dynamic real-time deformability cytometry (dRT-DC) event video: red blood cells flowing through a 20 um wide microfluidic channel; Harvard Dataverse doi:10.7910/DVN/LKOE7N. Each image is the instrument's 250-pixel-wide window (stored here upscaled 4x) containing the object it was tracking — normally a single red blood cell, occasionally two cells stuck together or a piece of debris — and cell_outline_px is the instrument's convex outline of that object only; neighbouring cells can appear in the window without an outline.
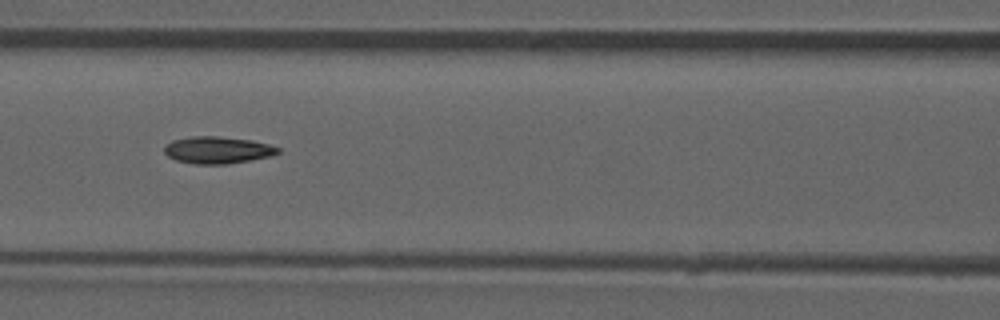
{"species": "common noctule bat (a hibernating species)", "species_latin": "Nyctalus noctula", "temperature_condition": "room temperature", "stored_images_in_passage": 52, "camera_frame_rate_fps": 3000, "um_per_image_px": 0.085, "animal": {"sex": "male", "forearm_length_mm": 52.5}, "frame": {"image": 1, "passage_image": 23, "time_ms": 7.333, "image_size_px": [1000, 320], "cell_outline_px": [[280, 152], [272, 156], [228, 164], [196, 164], [176, 160], [168, 156], [164, 152], [164, 148], [172, 140], [192, 136], [216, 136], [252, 140], [268, 144], [280, 148]], "centroid_in_image_um": [18.51, 12.75], "position_along_channel_um": 148.1, "area_um2": 17.86}, "authors_computed_cell_mechanics": {"area_um2": 17.2822, "velocity_mm_per_s": 3.9693, "shape_relaxation_time_tau1_ms": null, "shape_relaxation_time_tau2_ms": 5.972, "deformation_change_tau1": null, "deformation_change_tau2": 0.1412}}